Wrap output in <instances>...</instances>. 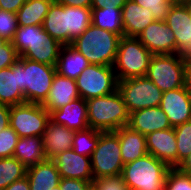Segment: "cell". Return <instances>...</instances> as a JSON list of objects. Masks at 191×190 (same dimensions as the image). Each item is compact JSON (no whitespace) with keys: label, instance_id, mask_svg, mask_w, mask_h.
<instances>
[{"label":"cell","instance_id":"cell-1","mask_svg":"<svg viewBox=\"0 0 191 190\" xmlns=\"http://www.w3.org/2000/svg\"><path fill=\"white\" fill-rule=\"evenodd\" d=\"M12 44L19 56L56 66L62 44L52 38L42 25L19 26Z\"/></svg>","mask_w":191,"mask_h":190},{"label":"cell","instance_id":"cell-2","mask_svg":"<svg viewBox=\"0 0 191 190\" xmlns=\"http://www.w3.org/2000/svg\"><path fill=\"white\" fill-rule=\"evenodd\" d=\"M86 105L88 124L92 129L107 132L128 125L130 113L118 90L86 100Z\"/></svg>","mask_w":191,"mask_h":190},{"label":"cell","instance_id":"cell-3","mask_svg":"<svg viewBox=\"0 0 191 190\" xmlns=\"http://www.w3.org/2000/svg\"><path fill=\"white\" fill-rule=\"evenodd\" d=\"M120 36L91 24L72 46L81 52L90 64L113 66L118 50Z\"/></svg>","mask_w":191,"mask_h":190},{"label":"cell","instance_id":"cell-4","mask_svg":"<svg viewBox=\"0 0 191 190\" xmlns=\"http://www.w3.org/2000/svg\"><path fill=\"white\" fill-rule=\"evenodd\" d=\"M171 167L151 154L126 163L122 178L129 190H165Z\"/></svg>","mask_w":191,"mask_h":190},{"label":"cell","instance_id":"cell-5","mask_svg":"<svg viewBox=\"0 0 191 190\" xmlns=\"http://www.w3.org/2000/svg\"><path fill=\"white\" fill-rule=\"evenodd\" d=\"M56 66L29 60L18 59L19 89L24 94L25 102L42 104L49 93Z\"/></svg>","mask_w":191,"mask_h":190},{"label":"cell","instance_id":"cell-6","mask_svg":"<svg viewBox=\"0 0 191 190\" xmlns=\"http://www.w3.org/2000/svg\"><path fill=\"white\" fill-rule=\"evenodd\" d=\"M152 56L137 37L121 36L113 65L118 81L146 76Z\"/></svg>","mask_w":191,"mask_h":190},{"label":"cell","instance_id":"cell-7","mask_svg":"<svg viewBox=\"0 0 191 190\" xmlns=\"http://www.w3.org/2000/svg\"><path fill=\"white\" fill-rule=\"evenodd\" d=\"M90 160L94 179L122 173L124 163L120 152L119 136L115 131L99 133L97 147Z\"/></svg>","mask_w":191,"mask_h":190},{"label":"cell","instance_id":"cell-8","mask_svg":"<svg viewBox=\"0 0 191 190\" xmlns=\"http://www.w3.org/2000/svg\"><path fill=\"white\" fill-rule=\"evenodd\" d=\"M146 77L162 92L185 86V58L179 54L151 57Z\"/></svg>","mask_w":191,"mask_h":190},{"label":"cell","instance_id":"cell-9","mask_svg":"<svg viewBox=\"0 0 191 190\" xmlns=\"http://www.w3.org/2000/svg\"><path fill=\"white\" fill-rule=\"evenodd\" d=\"M117 90L128 112L160 106L163 92L146 76L118 81Z\"/></svg>","mask_w":191,"mask_h":190},{"label":"cell","instance_id":"cell-10","mask_svg":"<svg viewBox=\"0 0 191 190\" xmlns=\"http://www.w3.org/2000/svg\"><path fill=\"white\" fill-rule=\"evenodd\" d=\"M75 80L78 94L84 100L112 94L118 86L113 66L89 64Z\"/></svg>","mask_w":191,"mask_h":190},{"label":"cell","instance_id":"cell-11","mask_svg":"<svg viewBox=\"0 0 191 190\" xmlns=\"http://www.w3.org/2000/svg\"><path fill=\"white\" fill-rule=\"evenodd\" d=\"M49 120L50 113L42 104L25 102L10 106L9 125L20 138L42 137Z\"/></svg>","mask_w":191,"mask_h":190},{"label":"cell","instance_id":"cell-12","mask_svg":"<svg viewBox=\"0 0 191 190\" xmlns=\"http://www.w3.org/2000/svg\"><path fill=\"white\" fill-rule=\"evenodd\" d=\"M137 38L153 55L176 54V39L165 21L155 20Z\"/></svg>","mask_w":191,"mask_h":190},{"label":"cell","instance_id":"cell-13","mask_svg":"<svg viewBox=\"0 0 191 190\" xmlns=\"http://www.w3.org/2000/svg\"><path fill=\"white\" fill-rule=\"evenodd\" d=\"M176 39V54L185 58L191 52V20L186 3H174L165 20Z\"/></svg>","mask_w":191,"mask_h":190},{"label":"cell","instance_id":"cell-14","mask_svg":"<svg viewBox=\"0 0 191 190\" xmlns=\"http://www.w3.org/2000/svg\"><path fill=\"white\" fill-rule=\"evenodd\" d=\"M172 127L191 120V91L186 87L163 92L159 106Z\"/></svg>","mask_w":191,"mask_h":190},{"label":"cell","instance_id":"cell-15","mask_svg":"<svg viewBox=\"0 0 191 190\" xmlns=\"http://www.w3.org/2000/svg\"><path fill=\"white\" fill-rule=\"evenodd\" d=\"M145 137L148 154L165 162L171 168L178 166V151L174 127L154 131Z\"/></svg>","mask_w":191,"mask_h":190},{"label":"cell","instance_id":"cell-16","mask_svg":"<svg viewBox=\"0 0 191 190\" xmlns=\"http://www.w3.org/2000/svg\"><path fill=\"white\" fill-rule=\"evenodd\" d=\"M56 164L61 178H72L93 183L90 157L76 153L73 149L66 150L52 159Z\"/></svg>","mask_w":191,"mask_h":190},{"label":"cell","instance_id":"cell-17","mask_svg":"<svg viewBox=\"0 0 191 190\" xmlns=\"http://www.w3.org/2000/svg\"><path fill=\"white\" fill-rule=\"evenodd\" d=\"M127 126L145 136L154 131L172 128L167 115L159 106L131 112Z\"/></svg>","mask_w":191,"mask_h":190},{"label":"cell","instance_id":"cell-18","mask_svg":"<svg viewBox=\"0 0 191 190\" xmlns=\"http://www.w3.org/2000/svg\"><path fill=\"white\" fill-rule=\"evenodd\" d=\"M50 120L68 129L79 131L89 127L86 100L79 97L50 112Z\"/></svg>","mask_w":191,"mask_h":190},{"label":"cell","instance_id":"cell-19","mask_svg":"<svg viewBox=\"0 0 191 190\" xmlns=\"http://www.w3.org/2000/svg\"><path fill=\"white\" fill-rule=\"evenodd\" d=\"M79 97L76 80L67 78L56 72L48 96L42 105L50 113Z\"/></svg>","mask_w":191,"mask_h":190},{"label":"cell","instance_id":"cell-20","mask_svg":"<svg viewBox=\"0 0 191 190\" xmlns=\"http://www.w3.org/2000/svg\"><path fill=\"white\" fill-rule=\"evenodd\" d=\"M75 131L49 120L42 135L44 151L47 159H53L58 154L72 149Z\"/></svg>","mask_w":191,"mask_h":190},{"label":"cell","instance_id":"cell-21","mask_svg":"<svg viewBox=\"0 0 191 190\" xmlns=\"http://www.w3.org/2000/svg\"><path fill=\"white\" fill-rule=\"evenodd\" d=\"M124 36L137 37L149 24L155 21L152 12L133 0H127L122 7Z\"/></svg>","mask_w":191,"mask_h":190},{"label":"cell","instance_id":"cell-22","mask_svg":"<svg viewBox=\"0 0 191 190\" xmlns=\"http://www.w3.org/2000/svg\"><path fill=\"white\" fill-rule=\"evenodd\" d=\"M26 175L30 190H52L61 180L56 164L51 159L26 169Z\"/></svg>","mask_w":191,"mask_h":190},{"label":"cell","instance_id":"cell-23","mask_svg":"<svg viewBox=\"0 0 191 190\" xmlns=\"http://www.w3.org/2000/svg\"><path fill=\"white\" fill-rule=\"evenodd\" d=\"M119 136L120 152L123 163H130L148 154L146 137L129 126L115 131Z\"/></svg>","mask_w":191,"mask_h":190},{"label":"cell","instance_id":"cell-24","mask_svg":"<svg viewBox=\"0 0 191 190\" xmlns=\"http://www.w3.org/2000/svg\"><path fill=\"white\" fill-rule=\"evenodd\" d=\"M13 157L19 160L26 169L45 161L47 157L42 137L27 136L19 138Z\"/></svg>","mask_w":191,"mask_h":190},{"label":"cell","instance_id":"cell-25","mask_svg":"<svg viewBox=\"0 0 191 190\" xmlns=\"http://www.w3.org/2000/svg\"><path fill=\"white\" fill-rule=\"evenodd\" d=\"M25 103L19 89L18 60L10 67L0 70V104L9 106Z\"/></svg>","mask_w":191,"mask_h":190},{"label":"cell","instance_id":"cell-26","mask_svg":"<svg viewBox=\"0 0 191 190\" xmlns=\"http://www.w3.org/2000/svg\"><path fill=\"white\" fill-rule=\"evenodd\" d=\"M89 64L81 52L71 44L63 45L59 53L56 70L62 76L76 79Z\"/></svg>","mask_w":191,"mask_h":190},{"label":"cell","instance_id":"cell-27","mask_svg":"<svg viewBox=\"0 0 191 190\" xmlns=\"http://www.w3.org/2000/svg\"><path fill=\"white\" fill-rule=\"evenodd\" d=\"M42 26L52 38L62 45H68V21L64 5L54 1L44 18Z\"/></svg>","mask_w":191,"mask_h":190},{"label":"cell","instance_id":"cell-28","mask_svg":"<svg viewBox=\"0 0 191 190\" xmlns=\"http://www.w3.org/2000/svg\"><path fill=\"white\" fill-rule=\"evenodd\" d=\"M55 0H26L16 13L19 26L42 25Z\"/></svg>","mask_w":191,"mask_h":190},{"label":"cell","instance_id":"cell-29","mask_svg":"<svg viewBox=\"0 0 191 190\" xmlns=\"http://www.w3.org/2000/svg\"><path fill=\"white\" fill-rule=\"evenodd\" d=\"M122 9L118 7L91 8V22L94 26L124 36Z\"/></svg>","mask_w":191,"mask_h":190},{"label":"cell","instance_id":"cell-30","mask_svg":"<svg viewBox=\"0 0 191 190\" xmlns=\"http://www.w3.org/2000/svg\"><path fill=\"white\" fill-rule=\"evenodd\" d=\"M68 21V45L79 37L91 24V7H70L64 5Z\"/></svg>","mask_w":191,"mask_h":190},{"label":"cell","instance_id":"cell-31","mask_svg":"<svg viewBox=\"0 0 191 190\" xmlns=\"http://www.w3.org/2000/svg\"><path fill=\"white\" fill-rule=\"evenodd\" d=\"M101 131L88 127L84 130L75 131L72 149L83 156L91 157L97 147L99 133Z\"/></svg>","mask_w":191,"mask_h":190},{"label":"cell","instance_id":"cell-32","mask_svg":"<svg viewBox=\"0 0 191 190\" xmlns=\"http://www.w3.org/2000/svg\"><path fill=\"white\" fill-rule=\"evenodd\" d=\"M26 175V168L14 157L0 158V190Z\"/></svg>","mask_w":191,"mask_h":190},{"label":"cell","instance_id":"cell-33","mask_svg":"<svg viewBox=\"0 0 191 190\" xmlns=\"http://www.w3.org/2000/svg\"><path fill=\"white\" fill-rule=\"evenodd\" d=\"M178 151V165L191 151V120L174 127Z\"/></svg>","mask_w":191,"mask_h":190},{"label":"cell","instance_id":"cell-34","mask_svg":"<svg viewBox=\"0 0 191 190\" xmlns=\"http://www.w3.org/2000/svg\"><path fill=\"white\" fill-rule=\"evenodd\" d=\"M165 190H191V175L171 168L168 171Z\"/></svg>","mask_w":191,"mask_h":190},{"label":"cell","instance_id":"cell-35","mask_svg":"<svg viewBox=\"0 0 191 190\" xmlns=\"http://www.w3.org/2000/svg\"><path fill=\"white\" fill-rule=\"evenodd\" d=\"M18 27L16 13L0 9V36L6 41L12 42Z\"/></svg>","mask_w":191,"mask_h":190},{"label":"cell","instance_id":"cell-36","mask_svg":"<svg viewBox=\"0 0 191 190\" xmlns=\"http://www.w3.org/2000/svg\"><path fill=\"white\" fill-rule=\"evenodd\" d=\"M142 7L148 8L155 20L165 21L173 0H133Z\"/></svg>","mask_w":191,"mask_h":190},{"label":"cell","instance_id":"cell-37","mask_svg":"<svg viewBox=\"0 0 191 190\" xmlns=\"http://www.w3.org/2000/svg\"><path fill=\"white\" fill-rule=\"evenodd\" d=\"M19 138L11 126L0 131V158L13 157L15 146Z\"/></svg>","mask_w":191,"mask_h":190},{"label":"cell","instance_id":"cell-38","mask_svg":"<svg viewBox=\"0 0 191 190\" xmlns=\"http://www.w3.org/2000/svg\"><path fill=\"white\" fill-rule=\"evenodd\" d=\"M98 190H129L122 174L96 178L92 183Z\"/></svg>","mask_w":191,"mask_h":190},{"label":"cell","instance_id":"cell-39","mask_svg":"<svg viewBox=\"0 0 191 190\" xmlns=\"http://www.w3.org/2000/svg\"><path fill=\"white\" fill-rule=\"evenodd\" d=\"M59 185L61 190H88L92 182L72 178H61Z\"/></svg>","mask_w":191,"mask_h":190},{"label":"cell","instance_id":"cell-40","mask_svg":"<svg viewBox=\"0 0 191 190\" xmlns=\"http://www.w3.org/2000/svg\"><path fill=\"white\" fill-rule=\"evenodd\" d=\"M26 0H0V9L11 13H17Z\"/></svg>","mask_w":191,"mask_h":190},{"label":"cell","instance_id":"cell-41","mask_svg":"<svg viewBox=\"0 0 191 190\" xmlns=\"http://www.w3.org/2000/svg\"><path fill=\"white\" fill-rule=\"evenodd\" d=\"M127 0H92L91 8H102V7H118L124 6Z\"/></svg>","mask_w":191,"mask_h":190},{"label":"cell","instance_id":"cell-42","mask_svg":"<svg viewBox=\"0 0 191 190\" xmlns=\"http://www.w3.org/2000/svg\"><path fill=\"white\" fill-rule=\"evenodd\" d=\"M19 57L18 53H0V70L13 65Z\"/></svg>","mask_w":191,"mask_h":190},{"label":"cell","instance_id":"cell-43","mask_svg":"<svg viewBox=\"0 0 191 190\" xmlns=\"http://www.w3.org/2000/svg\"><path fill=\"white\" fill-rule=\"evenodd\" d=\"M10 120V106L6 104H0V131L7 128Z\"/></svg>","mask_w":191,"mask_h":190},{"label":"cell","instance_id":"cell-44","mask_svg":"<svg viewBox=\"0 0 191 190\" xmlns=\"http://www.w3.org/2000/svg\"><path fill=\"white\" fill-rule=\"evenodd\" d=\"M3 190H30L27 175L11 183L8 187Z\"/></svg>","mask_w":191,"mask_h":190},{"label":"cell","instance_id":"cell-45","mask_svg":"<svg viewBox=\"0 0 191 190\" xmlns=\"http://www.w3.org/2000/svg\"><path fill=\"white\" fill-rule=\"evenodd\" d=\"M57 3L70 7H91L92 0H55Z\"/></svg>","mask_w":191,"mask_h":190},{"label":"cell","instance_id":"cell-46","mask_svg":"<svg viewBox=\"0 0 191 190\" xmlns=\"http://www.w3.org/2000/svg\"><path fill=\"white\" fill-rule=\"evenodd\" d=\"M176 168L183 173L191 175V151Z\"/></svg>","mask_w":191,"mask_h":190},{"label":"cell","instance_id":"cell-47","mask_svg":"<svg viewBox=\"0 0 191 190\" xmlns=\"http://www.w3.org/2000/svg\"><path fill=\"white\" fill-rule=\"evenodd\" d=\"M0 53H17L12 42L6 41L0 36Z\"/></svg>","mask_w":191,"mask_h":190},{"label":"cell","instance_id":"cell-48","mask_svg":"<svg viewBox=\"0 0 191 190\" xmlns=\"http://www.w3.org/2000/svg\"><path fill=\"white\" fill-rule=\"evenodd\" d=\"M185 86L191 91V58H185Z\"/></svg>","mask_w":191,"mask_h":190},{"label":"cell","instance_id":"cell-49","mask_svg":"<svg viewBox=\"0 0 191 190\" xmlns=\"http://www.w3.org/2000/svg\"><path fill=\"white\" fill-rule=\"evenodd\" d=\"M174 3H182V4H185V3H188V2H191V0H173Z\"/></svg>","mask_w":191,"mask_h":190},{"label":"cell","instance_id":"cell-50","mask_svg":"<svg viewBox=\"0 0 191 190\" xmlns=\"http://www.w3.org/2000/svg\"><path fill=\"white\" fill-rule=\"evenodd\" d=\"M186 7H187L188 13L190 15V20H191V2L186 3Z\"/></svg>","mask_w":191,"mask_h":190},{"label":"cell","instance_id":"cell-51","mask_svg":"<svg viewBox=\"0 0 191 190\" xmlns=\"http://www.w3.org/2000/svg\"><path fill=\"white\" fill-rule=\"evenodd\" d=\"M88 190H98V189L92 184Z\"/></svg>","mask_w":191,"mask_h":190},{"label":"cell","instance_id":"cell-52","mask_svg":"<svg viewBox=\"0 0 191 190\" xmlns=\"http://www.w3.org/2000/svg\"><path fill=\"white\" fill-rule=\"evenodd\" d=\"M52 190H61L60 185H58V186L52 188Z\"/></svg>","mask_w":191,"mask_h":190},{"label":"cell","instance_id":"cell-53","mask_svg":"<svg viewBox=\"0 0 191 190\" xmlns=\"http://www.w3.org/2000/svg\"><path fill=\"white\" fill-rule=\"evenodd\" d=\"M185 58H191V52Z\"/></svg>","mask_w":191,"mask_h":190}]
</instances>
